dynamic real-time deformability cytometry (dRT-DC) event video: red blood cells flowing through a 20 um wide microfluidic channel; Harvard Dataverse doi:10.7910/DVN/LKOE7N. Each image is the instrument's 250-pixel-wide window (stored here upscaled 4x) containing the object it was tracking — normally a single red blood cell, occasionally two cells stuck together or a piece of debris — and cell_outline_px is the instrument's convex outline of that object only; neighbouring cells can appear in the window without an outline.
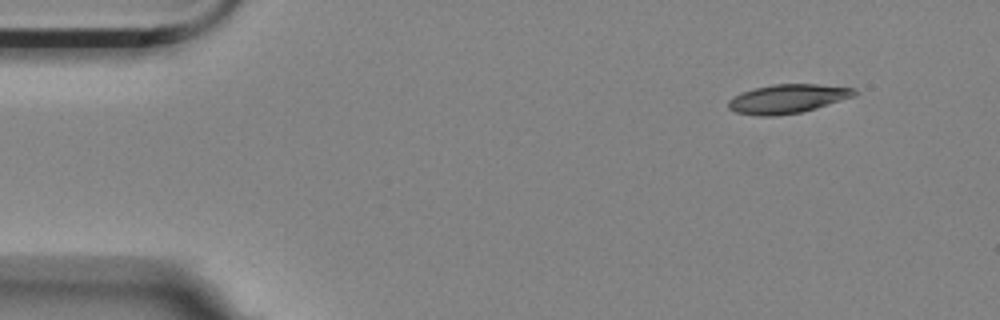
{"species": "Egyptian fruit bat (a non-hibernating species)", "species_latin": "Rousettus aegyptiacus", "temperature_condition": "room temperature", "stored_images_in_passage": 4, "camera_frame_rate_fps": 3000, "um_per_image_px": 0.085, "animal": {"sex": "female"}, "frame": {"image": 1, "passage_image": 1, "time_ms": 0.0, "image_size_px": [1000, 320], "cell_outline_px": [[860, 92], [856, 96], [816, 108], [800, 112], [776, 116], [760, 116], [736, 112], [728, 108], [728, 100], [732, 96], [740, 92], [752, 88], [772, 84], [820, 84], [856, 88]], "centroid_in_image_um": [66.96, 8.38], "position_along_channel_um": 18.0, "area_um2": 21.62}}
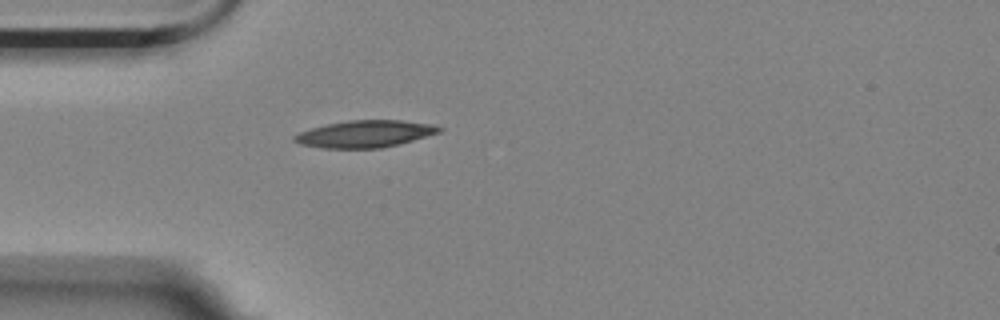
{"frame": {"image": 2, "passage_image": 4, "time_ms": 1.0, "image_size_px": [1000, 320], "cell_outline_px": [[444, 128], [440, 132], [412, 140], [380, 148], [324, 148], [300, 144], [292, 140], [292, 136], [300, 132], [312, 128], [328, 124], [348, 120], [400, 120], [432, 124]], "centroid_in_image_um": [31.0, 11.37], "position_along_channel_um": 54.0, "area_um2": 22.54}}